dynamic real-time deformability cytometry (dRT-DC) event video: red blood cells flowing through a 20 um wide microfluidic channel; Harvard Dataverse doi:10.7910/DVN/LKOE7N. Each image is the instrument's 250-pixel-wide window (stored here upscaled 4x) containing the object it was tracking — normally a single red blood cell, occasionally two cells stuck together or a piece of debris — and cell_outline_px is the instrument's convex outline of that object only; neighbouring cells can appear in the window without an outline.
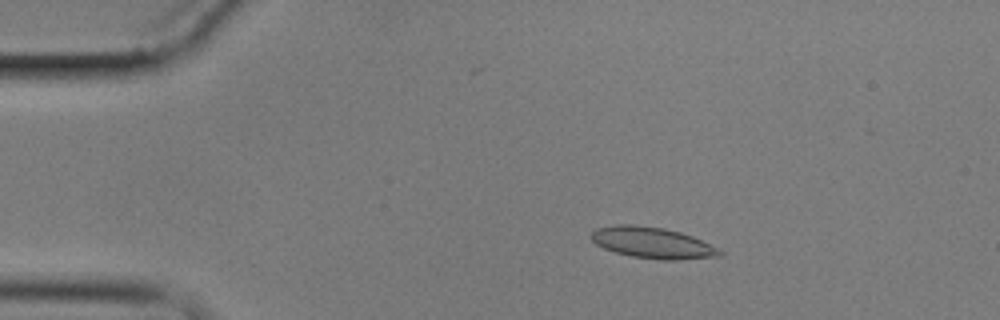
{"species": "common noctule bat (a hibernating species)", "species_latin": "Nyctalus noctula", "temperature_condition": "cold", "stored_images_in_passage": 4, "camera_frame_rate_fps": 3000, "um_per_image_px": 0.085, "animal": {"sex": "male", "body_mass_g": 17.9}, "frame": {"image": 1, "passage_image": 2, "time_ms": 1.333, "image_size_px": [1000, 320], "cell_outline_px": [[724, 252], [720, 256], [676, 260], [660, 260], [632, 256], [616, 252], [604, 248], [596, 244], [588, 236], [596, 228], [616, 224], [636, 224], [664, 228], [680, 232], [692, 236], [720, 248]], "centroid_in_image_um": [55.46, 20.63], "position_along_channel_um": 29.5, "area_um2": 23.52}}